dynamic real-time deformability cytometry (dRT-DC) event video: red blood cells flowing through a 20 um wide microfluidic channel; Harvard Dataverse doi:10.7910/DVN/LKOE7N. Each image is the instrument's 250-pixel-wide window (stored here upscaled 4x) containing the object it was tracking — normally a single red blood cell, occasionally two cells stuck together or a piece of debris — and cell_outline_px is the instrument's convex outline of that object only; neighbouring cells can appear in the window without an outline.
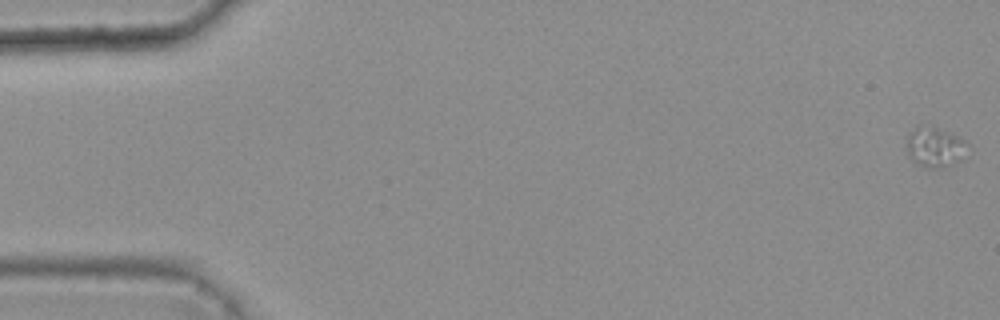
{"species": "common noctule bat (a hibernating species)", "species_latin": "Nyctalus noctula", "temperature_condition": "warm", "stored_images_in_passage": 17, "camera_frame_rate_fps": 3000, "um_per_image_px": 0.085, "animal": {"sex": "female", "body_mass_g": 25.1}, "frame": {"image": 1, "passage_image": 1, "time_ms": 0.0, "image_size_px": [1000, 320], "cell_outline_px": [[968, 144], [956, 160], [952, 164], [944, 168], [924, 168], [916, 164], [908, 156], [908, 132], [920, 124], [936, 128], [948, 132], [964, 140]], "centroid_in_image_um": [79.38, 12.5], "position_along_channel_um": 5.6, "area_um2": 13.81}}